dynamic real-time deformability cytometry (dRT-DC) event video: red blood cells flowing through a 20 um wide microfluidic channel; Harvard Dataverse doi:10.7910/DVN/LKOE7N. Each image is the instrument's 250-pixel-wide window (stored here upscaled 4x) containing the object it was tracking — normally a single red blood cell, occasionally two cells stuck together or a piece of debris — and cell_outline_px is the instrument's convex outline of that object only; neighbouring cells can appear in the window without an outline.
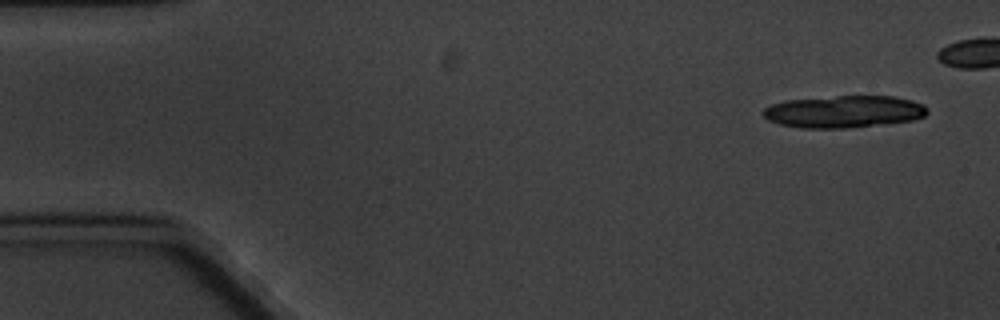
{"species": "common noctule bat (a hibernating species)", "species_latin": "Nyctalus noctula", "temperature_condition": "cold", "stored_images_in_passage": 6, "camera_frame_rate_fps": 3000, "um_per_image_px": 0.085, "animal": {"sex": "male", "body_mass_g": 20.1, "forearm_length_mm": 53.5}, "frame": {"image": 1, "passage_image": 1, "time_ms": 0.0, "image_size_px": [1000, 320], "cell_outline_px": [[928, 112], [924, 116], [912, 120], [848, 128], [800, 128], [780, 124], [768, 120], [760, 112], [764, 108], [772, 104], [784, 100], [836, 96], [896, 96], [912, 100], [924, 104], [928, 108]], "centroid_in_image_um": [71.72, 9.48], "position_along_channel_um": 13.3, "area_um2": 30.92}}
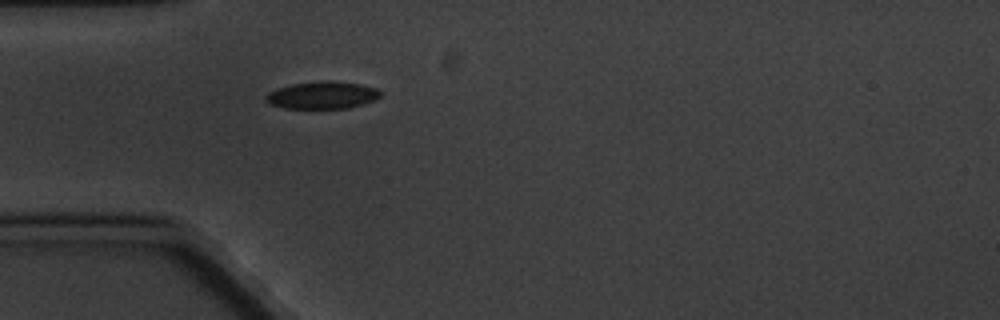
{"frame": {"image": 2, "passage_image": 6, "time_ms": 6.667, "image_size_px": [1000, 320], "cell_outline_px": [[380, 96], [372, 100], [348, 108], [284, 108], [268, 104], [264, 100], [264, 96], [268, 92], [276, 88], [292, 84], [320, 80], [332, 80], [360, 84], [376, 88], [380, 92]], "centroid_in_image_um": [27.31, 8.07], "position_along_channel_um": 57.7, "area_um2": 18.32}}